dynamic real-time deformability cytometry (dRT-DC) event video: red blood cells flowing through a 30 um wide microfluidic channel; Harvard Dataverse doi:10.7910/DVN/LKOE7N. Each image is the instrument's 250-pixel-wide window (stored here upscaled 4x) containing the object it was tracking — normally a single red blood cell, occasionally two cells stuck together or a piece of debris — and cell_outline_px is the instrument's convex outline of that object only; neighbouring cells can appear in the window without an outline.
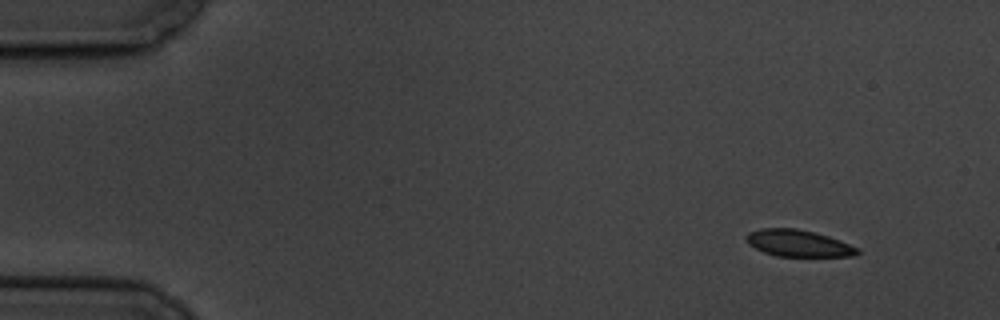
{"species": "common noctule bat (a hibernating species)", "species_latin": "Nyctalus noctula", "temperature_condition": "cold", "stored_images_in_passage": 10, "camera_frame_rate_fps": 3000, "um_per_image_px": 0.085, "animal": {"sex": "male", "body_mass_g": 19.5, "forearm_length_mm": 54.6}, "frame": {"image": 1, "passage_image": 1, "time_ms": 0.0, "image_size_px": [1000, 320], "cell_outline_px": [[860, 252], [852, 256], [776, 256], [764, 252], [748, 244], [744, 236], [748, 232], [760, 228], [796, 228], [828, 236], [840, 240], [860, 248]], "centroid_in_image_um": [67.84, 20.67], "position_along_channel_um": 17.2, "area_um2": 17.34}}
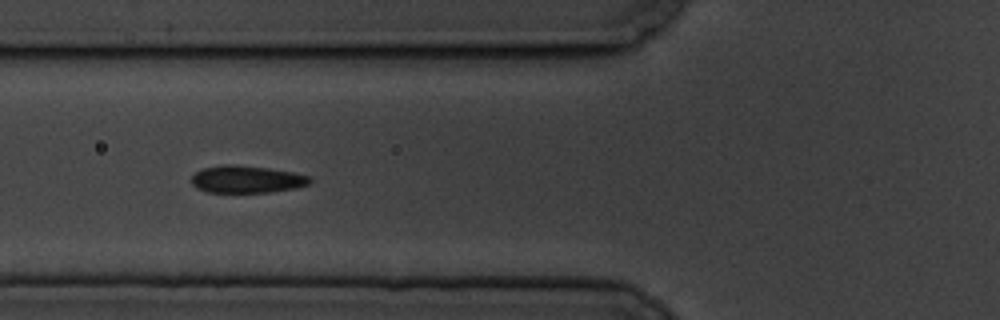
{"frame": {"image": 2, "passage_image": 6, "time_ms": 5.667, "image_size_px": [1000, 320], "cell_outline_px": [[312, 180], [308, 184], [296, 188], [272, 192], [208, 192], [196, 188], [192, 184], [192, 176], [196, 172], [204, 168], [224, 164], [232, 164], [268, 168], [292, 172], [312, 176]], "centroid_in_image_um": [20.99, 15.24], "position_along_channel_um": 104.8, "area_um2": 18.84}}
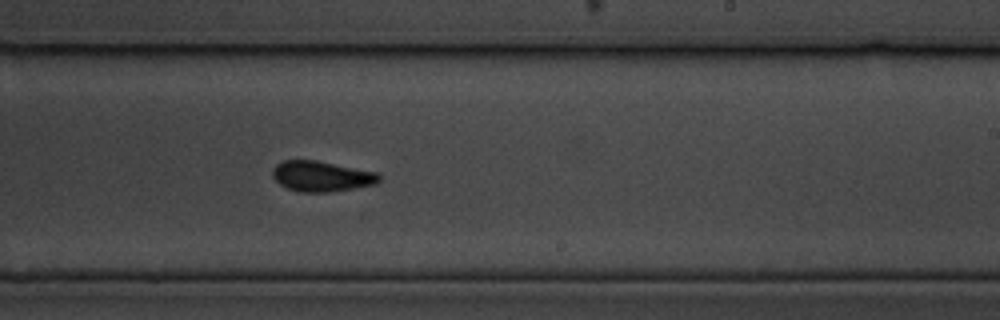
{"frame": {"image": 3, "passage_image": 10, "time_ms": 10.333, "image_size_px": [1000, 320], "cell_outline_px": [[380, 180], [376, 184], [328, 192], [300, 192], [288, 188], [280, 184], [272, 176], [272, 168], [276, 164], [284, 160], [316, 160], [376, 172], [380, 176]], "centroid_in_image_um": [27.3, 14.97], "position_along_channel_um": 261.7, "area_um2": 18.79}}